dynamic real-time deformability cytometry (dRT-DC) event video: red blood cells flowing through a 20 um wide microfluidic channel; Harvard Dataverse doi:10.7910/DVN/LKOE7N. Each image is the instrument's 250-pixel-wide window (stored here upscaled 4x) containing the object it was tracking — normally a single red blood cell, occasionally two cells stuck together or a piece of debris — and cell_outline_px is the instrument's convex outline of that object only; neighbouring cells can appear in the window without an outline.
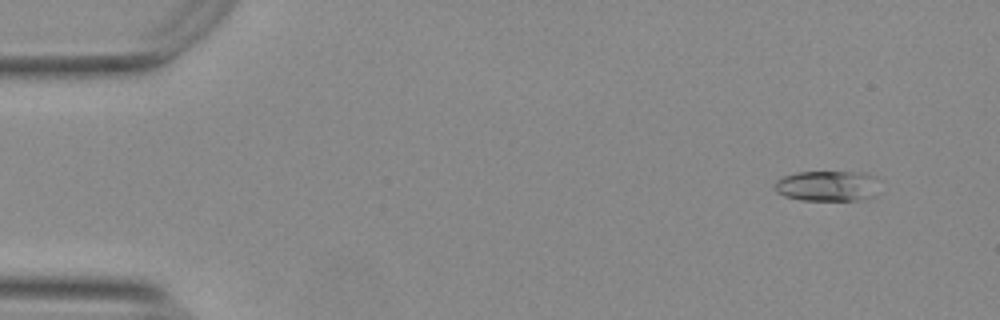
{"species": "Egyptian fruit bat (a non-hibernating species)", "species_latin": "Rousettus aegyptiacus", "temperature_condition": "warm", "stored_images_in_passage": 55, "camera_frame_rate_fps": 3000, "um_per_image_px": 0.085, "animal": {"sex": "female"}, "frame": {"image": 1, "passage_image": 5, "time_ms": 1.333, "image_size_px": [1000, 320], "cell_outline_px": [[880, 180], [876, 196], [860, 200], [800, 200], [784, 196], [776, 192], [776, 180], [784, 176], [796, 172], [864, 172], [876, 176]], "centroid_in_image_um": [70.41, 15.8], "position_along_channel_um": 14.6, "area_um2": 19.02}}
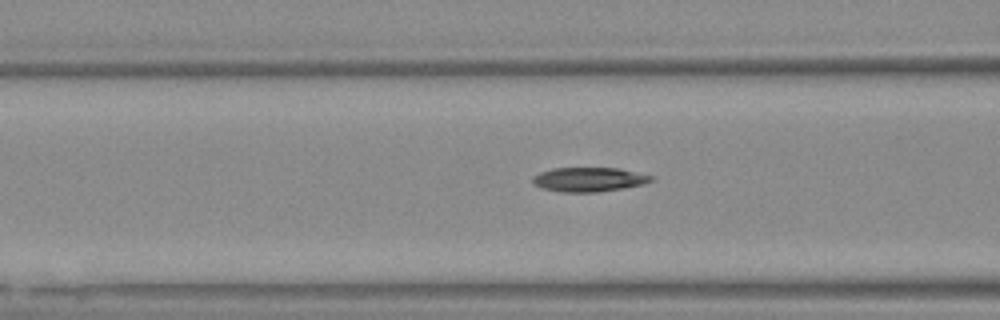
{"frame": {"image": 2, "passage_image": 22, "time_ms": 7.0, "image_size_px": [1000, 320], "cell_outline_px": [[656, 180], [644, 184], [624, 188], [596, 192], [560, 192], [544, 188], [532, 184], [532, 176], [540, 172], [552, 168], [620, 168], [656, 176]], "centroid_in_image_um": [50.11, 15.25], "position_along_channel_um": 116.5, "area_um2": 17.05}}
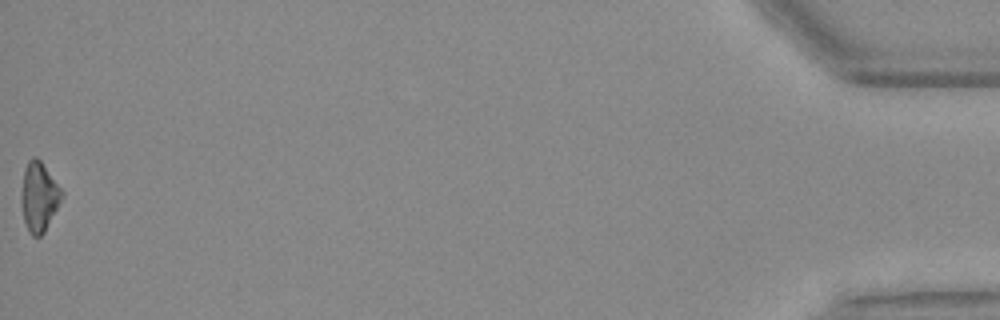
{"frame": {"image": 3, "passage_image": 55, "time_ms": 18.0, "image_size_px": [1000, 320], "cell_outline_px": [[64, 196], [44, 232], [40, 236], [32, 236], [28, 232], [24, 220], [20, 200], [20, 196], [24, 168], [28, 160], [32, 156], [36, 156], [40, 160], [64, 192]], "centroid_in_image_um": [3.3, 16.71], "position_along_channel_um": 431.9, "area_um2": 16.53}, "authors_computed_cell_mechanics": {"area_um2": 16.762, "velocity_mm_per_s": 3.7843, "shape_relaxation_time_tau1_ms": 6.9616, "shape_relaxation_time_tau2_ms": 3.0178, "deformation_change_tau1": 0.2011, "deformation_change_tau2": 0.0901}}